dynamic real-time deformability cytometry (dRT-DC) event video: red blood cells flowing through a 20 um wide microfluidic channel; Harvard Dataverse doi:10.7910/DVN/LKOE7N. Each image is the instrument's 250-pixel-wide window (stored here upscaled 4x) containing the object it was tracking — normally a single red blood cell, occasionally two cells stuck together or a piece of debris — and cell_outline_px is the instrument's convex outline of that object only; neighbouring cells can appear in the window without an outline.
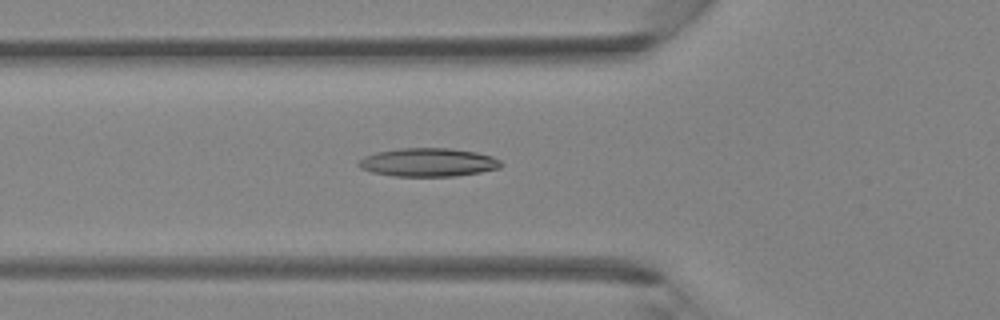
{"species": "Egyptian fruit bat (a non-hibernating species)", "species_latin": "Rousettus aegyptiacus", "temperature_condition": "room temperature", "stored_images_in_passage": 30, "camera_frame_rate_fps": 3000, "um_per_image_px": 0.085, "animal": {"sex": "female"}, "frame": {"image": 1, "passage_image": 4, "time_ms": 1.0, "image_size_px": [1000, 320], "cell_outline_px": [[504, 164], [500, 168], [480, 172], [456, 176], [392, 176], [372, 172], [360, 168], [356, 164], [364, 156], [376, 152], [400, 148], [448, 148], [476, 152], [492, 156], [500, 160]], "centroid_in_image_um": [36.4, 13.8], "position_along_channel_um": 89.4, "area_um2": 23.7}}
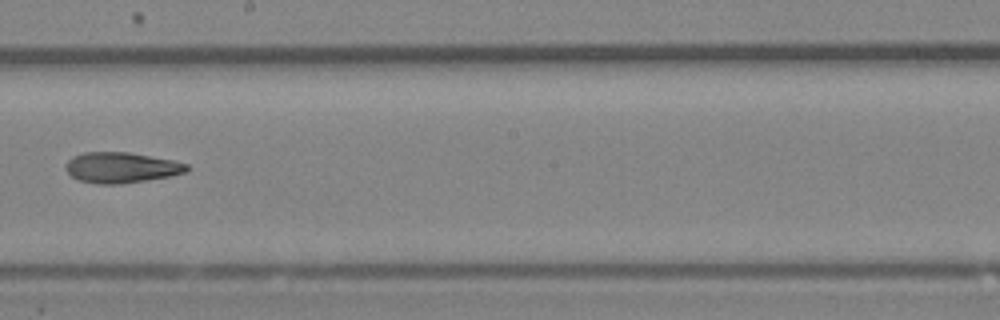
{"frame": {"image": 2, "passage_image": 13, "time_ms": 4.0, "image_size_px": [1000, 320], "cell_outline_px": [[188, 168], [184, 172], [168, 176], [148, 180], [120, 184], [96, 184], [80, 180], [72, 176], [64, 168], [64, 164], [72, 156], [84, 152], [128, 152], [172, 160], [188, 164]], "centroid_in_image_um": [10.25, 14.24], "position_along_channel_um": 237.9, "area_um2": 21.5}}
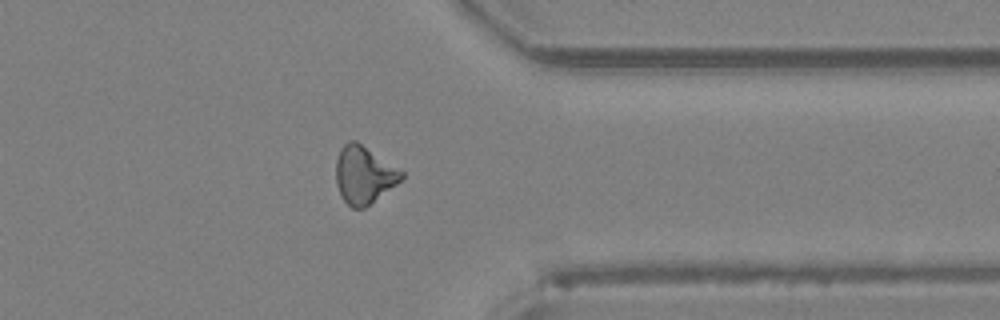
{"frame": {"image": 3, "passage_image": 22, "time_ms": 7.0, "image_size_px": [1000, 320], "cell_outline_px": [[404, 176], [396, 184], [364, 208], [352, 208], [340, 196], [336, 184], [336, 160], [340, 148], [348, 140], [356, 140], [404, 172]], "centroid_in_image_um": [30.9, 14.85], "position_along_channel_um": 380.5, "area_um2": 21.79}}